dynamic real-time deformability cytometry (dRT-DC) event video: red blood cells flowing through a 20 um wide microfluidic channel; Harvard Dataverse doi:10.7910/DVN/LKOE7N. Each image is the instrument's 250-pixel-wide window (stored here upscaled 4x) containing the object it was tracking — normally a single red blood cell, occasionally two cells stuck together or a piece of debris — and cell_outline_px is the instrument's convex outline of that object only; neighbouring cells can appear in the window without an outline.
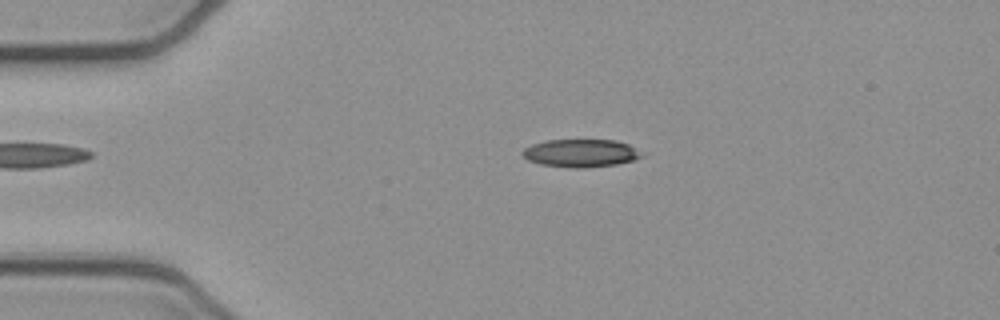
{"species": "common noctule bat (a hibernating species)", "species_latin": "Nyctalus noctula", "temperature_condition": "cold", "stored_images_in_passage": 45, "camera_frame_rate_fps": 3000, "um_per_image_px": 0.085, "animal": {"sex": "female", "body_mass_g": 21.9}, "frame": {"image": 1, "passage_image": 4, "time_ms": 1.0, "image_size_px": [1000, 320], "cell_outline_px": [[644, 156], [636, 160], [616, 164], [580, 168], [572, 168], [540, 164], [528, 160], [520, 152], [524, 148], [532, 144], [544, 140], [616, 140], [628, 144], [644, 152]], "centroid_in_image_um": [49.39, 13.01], "position_along_channel_um": 35.6, "area_um2": 19.54}}
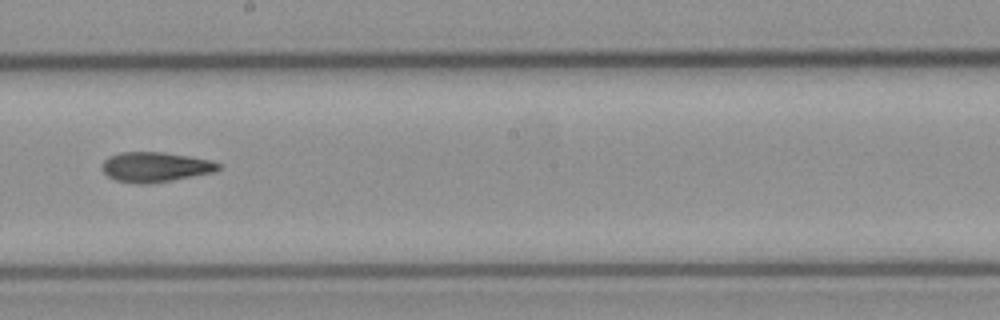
{"frame": {"image": 2, "passage_image": 22, "time_ms": 7.0, "image_size_px": [1000, 320], "cell_outline_px": [[220, 168], [212, 172], [172, 180], [148, 184], [136, 184], [116, 180], [108, 176], [100, 168], [100, 164], [108, 156], [120, 152], [164, 152], [212, 160], [220, 164]], "centroid_in_image_um": [13.14, 14.19], "position_along_channel_um": 235.1, "area_um2": 20.35}}
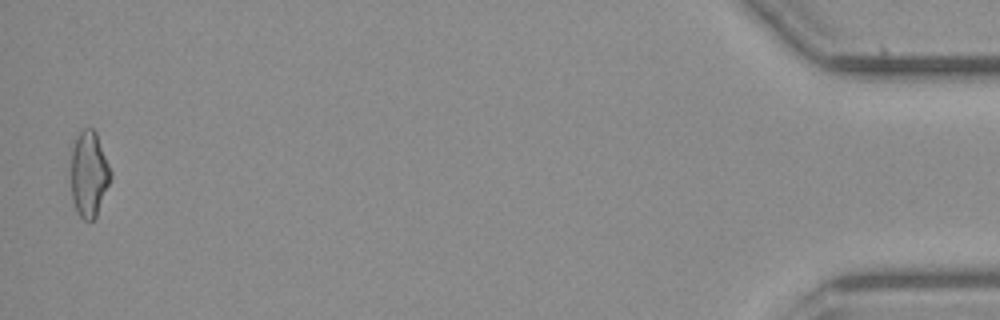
{"frame": {"image": 3, "passage_image": 44, "time_ms": 14.333, "image_size_px": [1000, 320], "cell_outline_px": [[112, 176], [96, 216], [92, 220], [84, 220], [80, 216], [72, 200], [68, 176], [68, 172], [72, 148], [76, 136], [84, 128], [92, 128], [96, 132], [112, 172]], "centroid_in_image_um": [7.51, 14.77], "position_along_channel_um": 427.7, "area_um2": 20.35}, "authors_computed_cell_mechanics": {"area_um2": 20.0566, "velocity_mm_per_s": 3.9402, "shape_relaxation_time_tau1_ms": 8.2242, "shape_relaxation_time_tau2_ms": 4.6392, "deformation_change_tau1": 0.2093, "deformation_change_tau2": 0.1467}}